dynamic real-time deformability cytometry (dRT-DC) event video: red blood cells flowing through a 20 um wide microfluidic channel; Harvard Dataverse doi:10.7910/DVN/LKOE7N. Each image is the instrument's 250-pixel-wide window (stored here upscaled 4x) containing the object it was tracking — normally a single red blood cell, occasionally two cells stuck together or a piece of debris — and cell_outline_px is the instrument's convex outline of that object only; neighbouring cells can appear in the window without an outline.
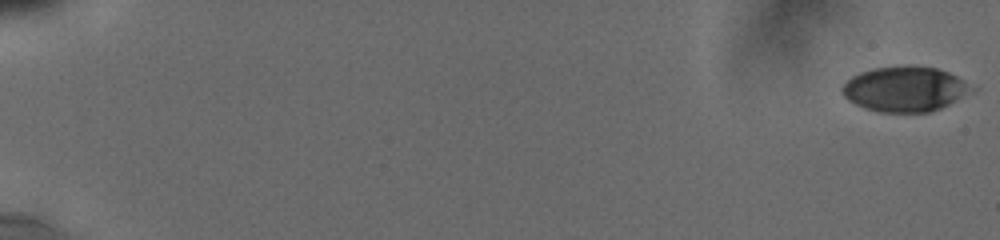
{"species": "human", "species_latin": "Homo sapiens", "temperature_condition": "cold", "stored_images_in_passage": 57, "camera_frame_rate_fps": 3000, "um_per_image_px": 0.085, "donor": {"sex": "male"}, "frame": {"image": 1, "passage_image": 1, "time_ms": 0.0, "image_size_px": [1000, 240], "cell_outline_px": [[976, 88], [972, 92], [940, 108], [928, 112], [880, 112], [864, 108], [848, 100], [840, 92], [840, 88], [852, 76], [860, 72], [872, 68], [904, 64], [936, 68], [948, 72], [964, 80]], "centroid_in_image_um": [76.9, 7.55], "position_along_channel_um": 8.1, "area_um2": 34.28}}
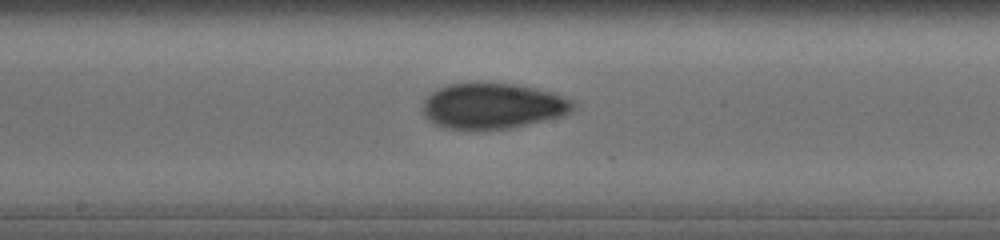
{"frame": {"image": 2, "passage_image": 31, "time_ms": 10.667, "image_size_px": [1000, 240], "cell_outline_px": [[576, 104], [568, 112], [560, 116], [508, 128], [448, 128], [436, 124], [424, 116], [424, 96], [448, 84], [468, 80], [516, 84], [552, 92], [572, 100]], "centroid_in_image_um": [41.83, 8.94], "position_along_channel_um": 206.4, "area_um2": 39.88}}
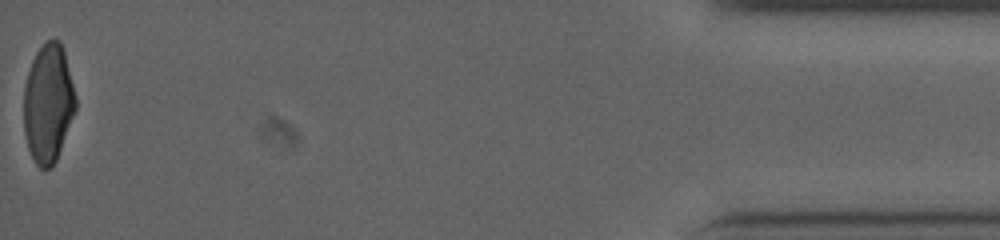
{"frame": {"image": 3, "passage_image": 57, "time_ms": 18.667, "image_size_px": [1000, 240], "cell_outline_px": [[76, 108], [56, 160], [48, 168], [40, 168], [36, 164], [28, 148], [24, 132], [24, 88], [28, 72], [32, 60], [36, 52], [48, 40], [60, 40], [64, 52], [76, 96]], "centroid_in_image_um": [4.09, 8.78], "position_along_channel_um": 431.1, "area_um2": 35.37}, "authors_computed_cell_mechanics": {"area_um2": 38.0324, "velocity_mm_per_s": 3.8239, "shape_relaxation_time_tau1_ms": null, "shape_relaxation_time_tau2_ms": 2.1749, "deformation_change_tau1": null, "deformation_change_tau2": 0.0677}}